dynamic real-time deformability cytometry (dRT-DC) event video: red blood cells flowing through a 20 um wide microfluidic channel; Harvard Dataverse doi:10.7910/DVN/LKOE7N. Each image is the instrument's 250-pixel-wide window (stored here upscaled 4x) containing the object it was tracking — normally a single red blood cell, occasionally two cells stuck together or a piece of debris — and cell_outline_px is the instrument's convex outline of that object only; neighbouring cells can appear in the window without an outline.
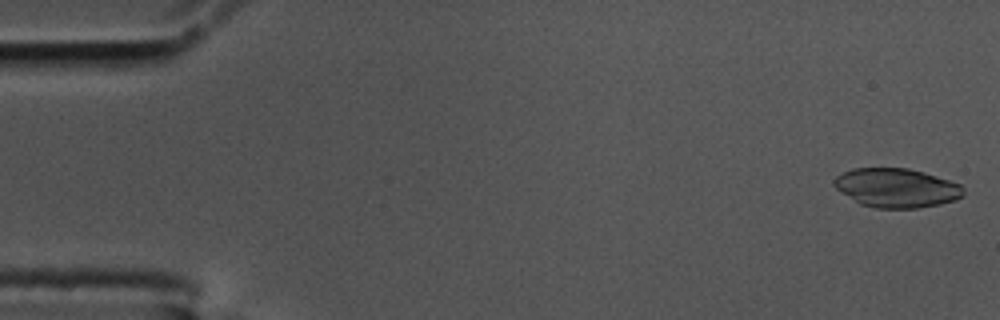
{"species": "common noctule bat (a hibernating species)", "species_latin": "Nyctalus noctula", "temperature_condition": "cold", "stored_images_in_passage": 58, "camera_frame_rate_fps": 3000, "um_per_image_px": 0.085, "animal": {"sex": "male", "body_mass_g": 17.5, "forearm_length_mm": 52.3}, "frame": {"image": 1, "passage_image": 2, "time_ms": 0.333, "image_size_px": [1000, 320], "cell_outline_px": [[964, 196], [956, 200], [940, 204], [916, 208], [876, 208], [860, 204], [840, 192], [832, 184], [832, 180], [836, 176], [852, 168], [908, 168], [924, 172], [960, 184], [964, 188]], "centroid_in_image_um": [76.19, 15.97], "position_along_channel_um": 8.8, "area_um2": 29.59}}